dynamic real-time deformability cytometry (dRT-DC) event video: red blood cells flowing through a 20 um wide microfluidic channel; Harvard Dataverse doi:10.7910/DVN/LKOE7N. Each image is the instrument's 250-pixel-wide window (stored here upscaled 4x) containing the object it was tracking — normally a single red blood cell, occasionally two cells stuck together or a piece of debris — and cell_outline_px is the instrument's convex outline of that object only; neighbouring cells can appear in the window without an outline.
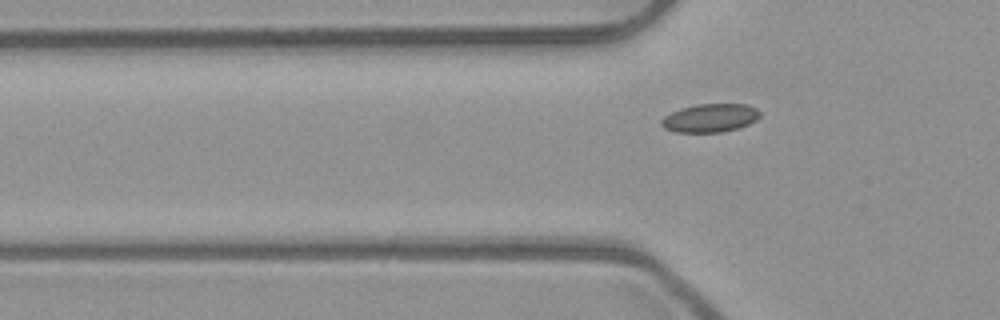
{"species": "common noctule bat (a hibernating species)", "species_latin": "Nyctalus noctula", "temperature_condition": "room temperature", "stored_images_in_passage": 7, "segment_of_instrument_passage": [2, 2], "camera_frame_rate_fps": 3000, "um_per_image_px": 0.085, "animal": {"sex": "male", "body_mass_g": 23.1, "forearm_length_mm": 52.7}, "frame": {"image": 1, "passage_image": 7, "time_ms": 2.0, "image_size_px": [1000, 320], "cell_outline_px": [[760, 116], [756, 120], [740, 128], [724, 132], [676, 132], [664, 128], [660, 124], [660, 120], [664, 116], [680, 108], [696, 104], [748, 104], [756, 108], [760, 112]], "centroid_in_image_um": [60.36, 10.03], "position_along_channel_um": 65.4, "area_um2": 16.47}}